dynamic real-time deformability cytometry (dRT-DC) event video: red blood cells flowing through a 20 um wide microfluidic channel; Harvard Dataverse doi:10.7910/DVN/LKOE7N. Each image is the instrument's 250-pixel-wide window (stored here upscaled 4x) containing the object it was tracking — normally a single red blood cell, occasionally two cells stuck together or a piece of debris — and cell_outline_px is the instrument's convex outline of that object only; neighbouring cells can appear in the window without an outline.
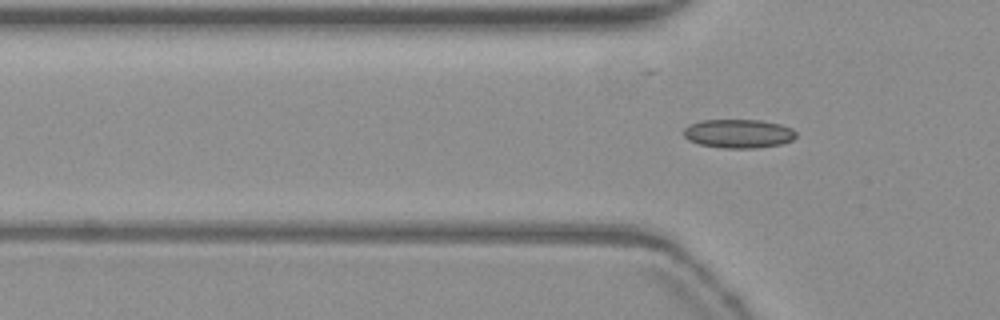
{"species": "common noctule bat (a hibernating species)", "species_latin": "Nyctalus noctula", "temperature_condition": "warm", "stored_images_in_passage": 2, "camera_frame_rate_fps": 3000, "um_per_image_px": 0.085, "animal": {"sex": "female", "body_mass_g": 19.3, "forearm_length_mm": 54.1}, "frame": {"image": 1, "passage_image": 2, "time_ms": 0.333, "image_size_px": [1000, 320], "cell_outline_px": [[796, 136], [792, 140], [780, 144], [756, 148], [724, 148], [700, 144], [688, 140], [684, 136], [684, 128], [688, 124], [700, 120], [760, 120], [780, 124], [792, 128], [796, 132]], "centroid_in_image_um": [62.76, 11.35], "position_along_channel_um": 63.0, "area_um2": 18.9}}